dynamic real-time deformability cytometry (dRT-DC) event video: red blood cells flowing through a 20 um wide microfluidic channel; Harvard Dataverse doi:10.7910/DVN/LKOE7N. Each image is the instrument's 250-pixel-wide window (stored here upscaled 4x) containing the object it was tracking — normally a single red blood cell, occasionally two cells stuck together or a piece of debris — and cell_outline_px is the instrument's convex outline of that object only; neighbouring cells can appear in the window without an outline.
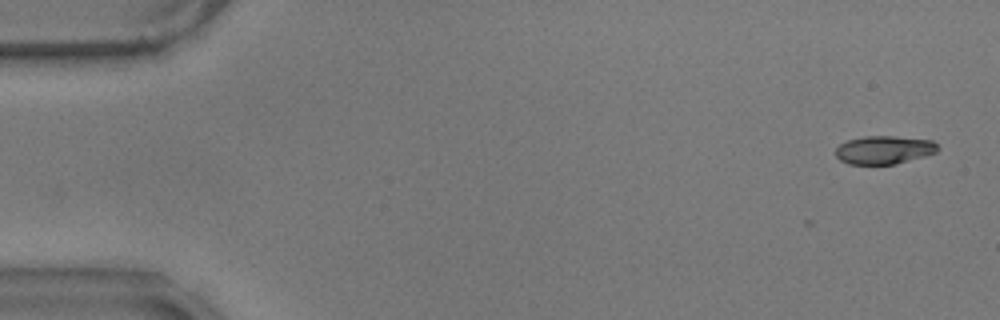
{"species": "common noctule bat (a hibernating species)", "species_latin": "Nyctalus noctula", "temperature_condition": "warm", "stored_images_in_passage": 3, "camera_frame_rate_fps": 3000, "um_per_image_px": 0.085, "animal": {"sex": "male", "body_mass_g": 17.9}, "frame": {"image": 1, "passage_image": 3, "time_ms": 0.667, "image_size_px": [1000, 320], "cell_outline_px": [[940, 148], [936, 152], [924, 156], [896, 164], [848, 164], [840, 160], [836, 156], [836, 148], [840, 144], [848, 140], [864, 136], [892, 136], [932, 140]], "centroid_in_image_um": [75.14, 12.74], "position_along_channel_um": 9.9, "area_um2": 16.76}}